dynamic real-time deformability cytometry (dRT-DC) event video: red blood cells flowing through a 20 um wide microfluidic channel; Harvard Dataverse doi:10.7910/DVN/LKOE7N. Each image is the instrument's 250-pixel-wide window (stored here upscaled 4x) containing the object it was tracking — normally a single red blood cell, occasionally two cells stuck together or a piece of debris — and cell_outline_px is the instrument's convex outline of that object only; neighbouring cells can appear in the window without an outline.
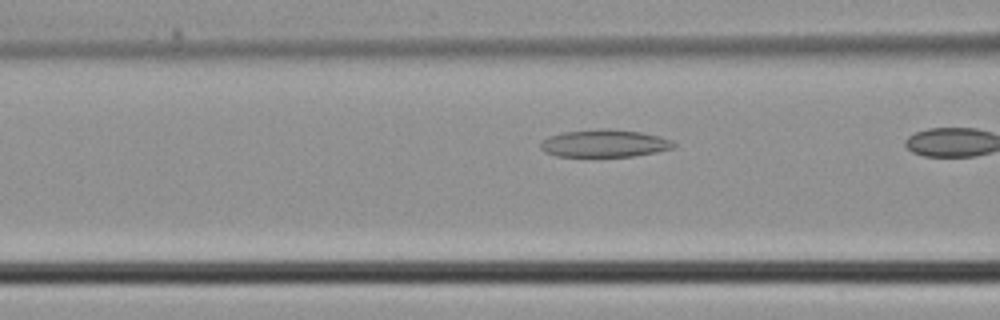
{"species": "common noctule bat (a hibernating species)", "species_latin": "Nyctalus noctula", "temperature_condition": "cold", "stored_images_in_passage": 6, "camera_frame_rate_fps": 3000, "um_per_image_px": 0.085, "animal": {"sex": "male", "body_mass_g": 21.5, "forearm_length_mm": 52.0}, "frame": {"image": 1, "passage_image": 5, "time_ms": 1.333, "image_size_px": [1000, 320], "cell_outline_px": [[676, 144], [672, 148], [656, 152], [632, 156], [556, 156], [544, 152], [540, 148], [540, 144], [548, 136], [564, 132], [600, 128], [608, 128], [640, 132], [660, 136], [672, 140]], "centroid_in_image_um": [51.37, 12.18], "position_along_channel_um": 115.2, "area_um2": 21.33}}
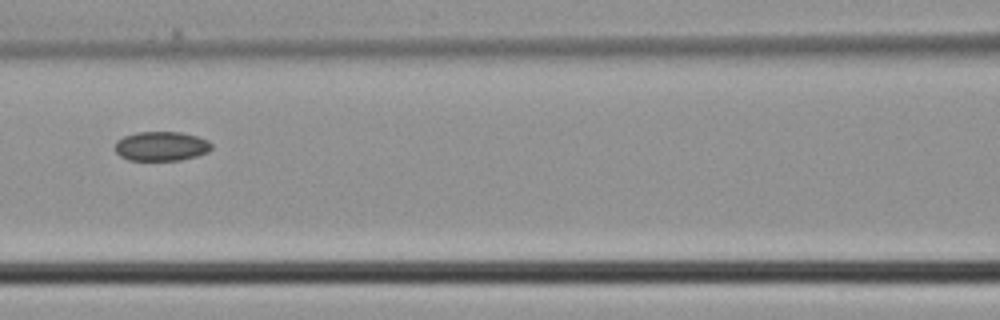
{"frame": {"image": 2, "passage_image": 6, "time_ms": 1.667, "image_size_px": [1000, 320], "cell_outline_px": [[212, 148], [208, 152], [196, 156], [180, 160], [128, 160], [120, 156], [112, 148], [116, 140], [124, 136], [136, 132], [180, 132], [196, 136], [208, 140], [212, 144]], "centroid_in_image_um": [13.67, 12.42], "position_along_channel_um": 152.9, "area_um2": 16.7}}